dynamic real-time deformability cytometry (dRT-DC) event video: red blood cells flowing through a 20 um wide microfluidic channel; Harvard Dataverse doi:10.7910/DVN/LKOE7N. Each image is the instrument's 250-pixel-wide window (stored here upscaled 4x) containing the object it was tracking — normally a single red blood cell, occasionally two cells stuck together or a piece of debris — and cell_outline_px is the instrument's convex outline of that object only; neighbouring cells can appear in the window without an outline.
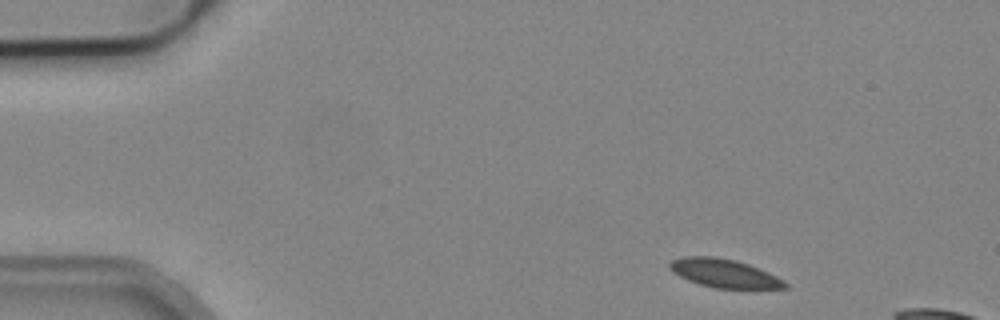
{"species": "common noctule bat (a hibernating species)", "species_latin": "Nyctalus noctula", "temperature_condition": "cold", "stored_images_in_passage": 3, "camera_frame_rate_fps": 3000, "um_per_image_px": 0.085, "animal": {"sex": "male", "body_mass_g": 19.2, "forearm_length_mm": 51.8}, "frame": {"image": 1, "passage_image": 1, "time_ms": 0.0, "image_size_px": [1000, 320], "cell_outline_px": [[788, 288], [716, 288], [700, 284], [688, 280], [672, 272], [668, 268], [668, 264], [672, 260], [684, 256], [716, 256], [736, 260], [760, 268], [784, 280], [788, 284]], "centroid_in_image_um": [61.55, 23.21], "position_along_channel_um": 23.5, "area_um2": 19.19}}